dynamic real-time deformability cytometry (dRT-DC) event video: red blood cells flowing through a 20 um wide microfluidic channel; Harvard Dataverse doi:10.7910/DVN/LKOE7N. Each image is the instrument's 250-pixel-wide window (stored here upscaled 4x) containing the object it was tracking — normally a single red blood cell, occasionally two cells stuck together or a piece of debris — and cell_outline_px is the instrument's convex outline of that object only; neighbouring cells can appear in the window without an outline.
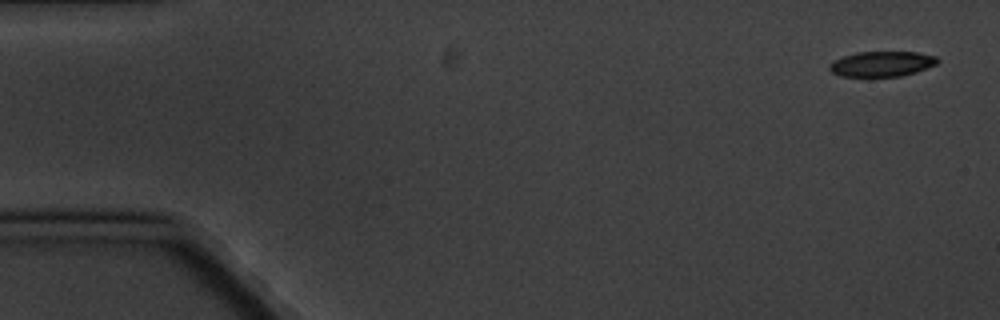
{"species": "common noctule bat (a hibernating species)", "species_latin": "Nyctalus noctula", "temperature_condition": "cold", "stored_images_in_passage": 6, "camera_frame_rate_fps": 3000, "um_per_image_px": 0.085, "animal": {"sex": "male", "body_mass_g": 20.1, "forearm_length_mm": 53.5}, "frame": {"image": 1, "passage_image": 1, "time_ms": 0.0, "image_size_px": [1000, 320], "cell_outline_px": [[940, 60], [936, 64], [916, 72], [900, 76], [840, 76], [832, 72], [828, 68], [828, 64], [844, 56], [856, 52], [916, 52], [936, 56]], "centroid_in_image_um": [74.96, 5.43], "position_along_channel_um": 10.0, "area_um2": 15.78}}
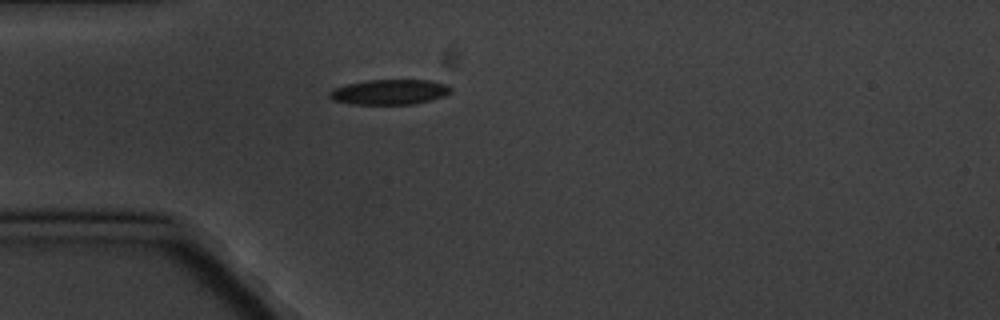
{"frame": {"image": 2, "passage_image": 5, "time_ms": 4.667, "image_size_px": [1000, 320], "cell_outline_px": [[452, 92], [444, 96], [432, 100], [416, 104], [352, 104], [332, 100], [328, 96], [328, 92], [332, 88], [364, 80], [428, 80], [448, 84], [452, 88]], "centroid_in_image_um": [33.12, 7.82], "position_along_channel_um": 51.9, "area_um2": 18.03}}